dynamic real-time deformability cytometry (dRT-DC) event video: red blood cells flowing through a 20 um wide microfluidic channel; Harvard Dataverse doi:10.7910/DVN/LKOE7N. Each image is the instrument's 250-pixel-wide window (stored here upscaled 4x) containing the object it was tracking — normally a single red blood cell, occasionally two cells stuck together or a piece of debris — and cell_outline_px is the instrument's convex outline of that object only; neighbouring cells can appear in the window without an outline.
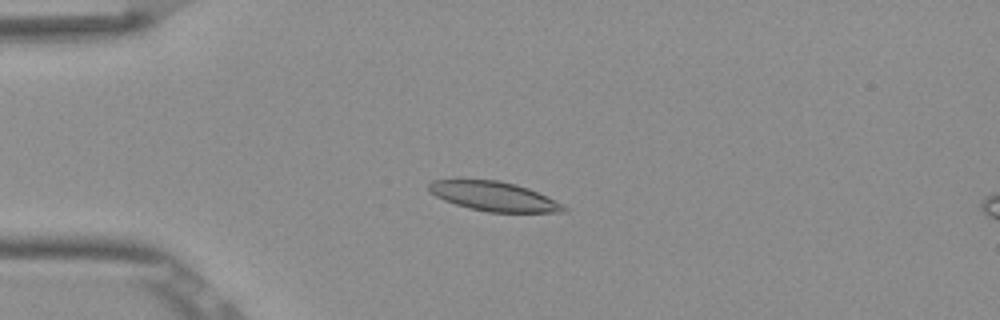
{"species": "Egyptian fruit bat (a non-hibernating species)", "species_latin": "Rousettus aegyptiacus", "temperature_condition": "room temperature", "stored_images_in_passage": 53, "camera_frame_rate_fps": 3000, "um_per_image_px": 0.085, "frame": {"image": 1, "passage_image": 13, "time_ms": 4.0, "image_size_px": [1000, 320], "cell_outline_px": [[568, 208], [564, 212], [488, 212], [456, 204], [444, 200], [428, 192], [428, 184], [432, 180], [500, 180], [516, 184], [528, 188], [564, 204]], "centroid_in_image_um": [41.99, 16.68], "position_along_channel_um": 43.0, "area_um2": 22.95}}
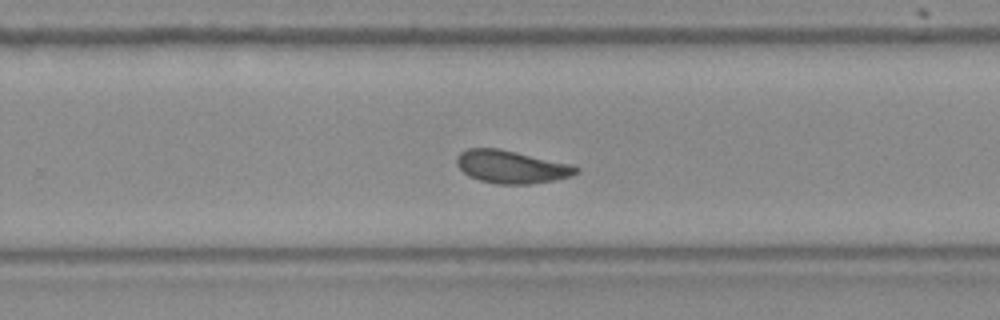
{"frame": {"image": 2, "passage_image": 34, "time_ms": 11.0, "image_size_px": [1000, 320], "cell_outline_px": [[580, 172], [572, 176], [552, 180], [528, 184], [496, 184], [480, 180], [468, 176], [456, 164], [456, 156], [460, 152], [468, 148], [500, 148], [572, 164], [580, 168]], "centroid_in_image_um": [43.47, 14.17], "position_along_channel_um": 286.3, "area_um2": 23.0}}
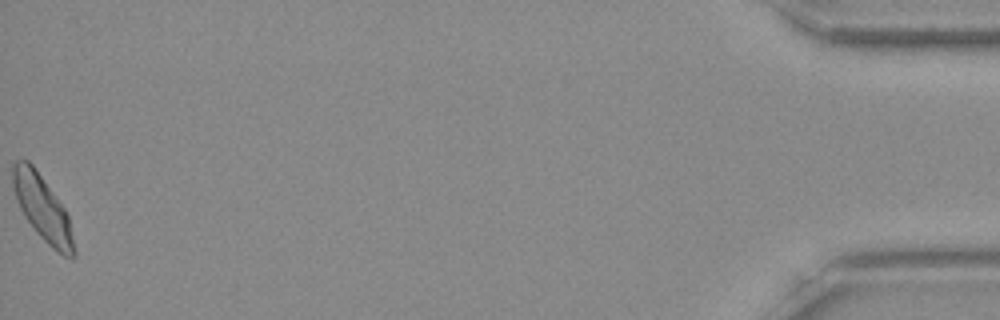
{"frame": {"image": 3, "passage_image": 53, "time_ms": 17.333, "image_size_px": [1000, 320], "cell_outline_px": [[76, 256], [72, 260], [64, 256], [52, 248], [36, 232], [24, 216], [20, 208], [12, 184], [12, 164], [16, 160], [28, 160], [32, 164], [64, 208], [68, 216], [76, 252]], "centroid_in_image_um": [3.62, 17.73], "position_along_channel_um": 431.6, "area_um2": 22.95}, "authors_computed_cell_mechanics": {"area_um2": 22.4842, "velocity_mm_per_s": 3.8285, "shape_relaxation_time_tau1_ms": null, "shape_relaxation_time_tau2_ms": 4.418, "deformation_change_tau1": null, "deformation_change_tau2": 0.1151}}